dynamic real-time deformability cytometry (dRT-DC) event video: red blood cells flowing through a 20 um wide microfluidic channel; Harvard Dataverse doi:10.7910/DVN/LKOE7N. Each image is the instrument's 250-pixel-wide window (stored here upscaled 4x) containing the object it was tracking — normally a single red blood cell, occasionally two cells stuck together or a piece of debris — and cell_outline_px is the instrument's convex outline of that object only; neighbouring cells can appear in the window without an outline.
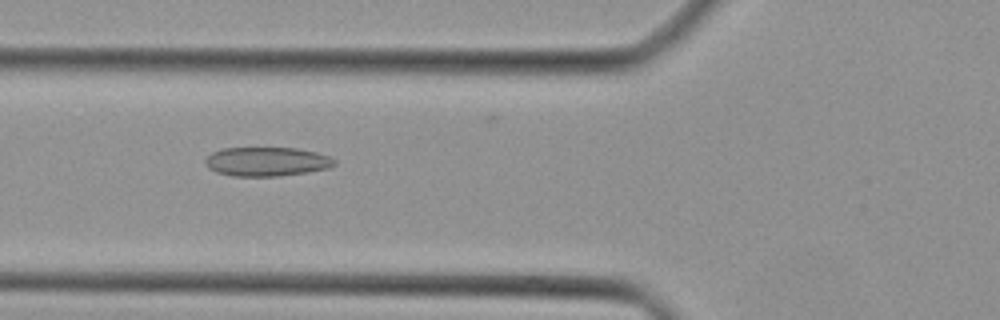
{"species": "Egyptian fruit bat (a non-hibernating species)", "species_latin": "Rousettus aegyptiacus", "temperature_condition": "cold", "stored_images_in_passage": 36, "camera_frame_rate_fps": 3000, "um_per_image_px": 0.085, "animal": {"sex": "female"}, "frame": {"image": 1, "passage_image": 9, "time_ms": 2.667, "image_size_px": [1000, 320], "cell_outline_px": [[336, 164], [328, 168], [280, 176], [232, 176], [216, 172], [208, 168], [204, 160], [212, 152], [224, 148], [296, 148], [316, 152], [328, 156], [336, 160]], "centroid_in_image_um": [22.65, 13.73], "position_along_channel_um": 103.1, "area_um2": 21.79}}
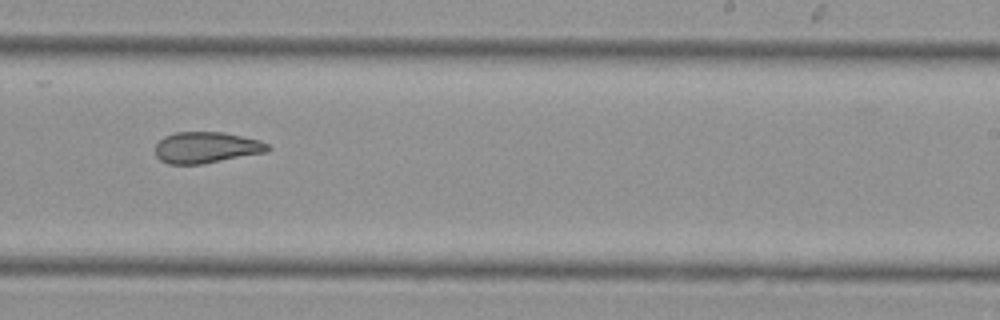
{"frame": {"image": 2, "passage_image": 20, "time_ms": 6.333, "image_size_px": [1000, 320], "cell_outline_px": [[272, 148], [268, 152], [200, 164], [168, 164], [160, 160], [156, 156], [156, 144], [164, 136], [176, 132], [224, 132], [260, 140], [268, 144]], "centroid_in_image_um": [17.56, 12.53], "position_along_channel_um": 271.4, "area_um2": 20.52}}
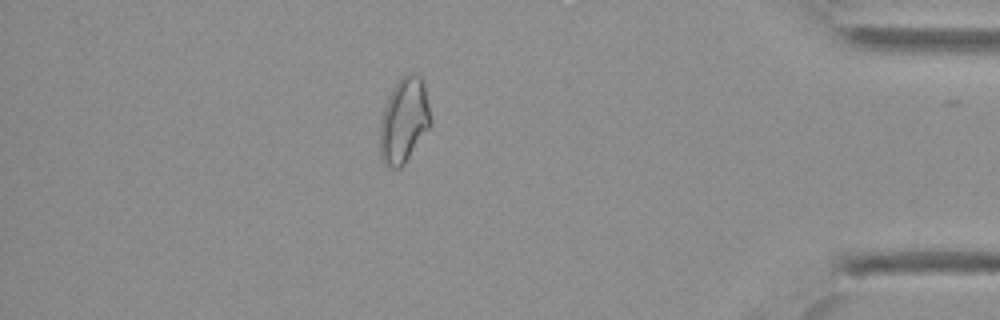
{"frame": {"image": 3, "passage_image": 31, "time_ms": 10.0, "image_size_px": [1000, 320], "cell_outline_px": [[432, 124], [404, 164], [400, 168], [392, 168], [384, 164], [380, 156], [380, 120], [388, 96], [392, 88], [400, 76], [408, 72], [416, 72], [424, 80], [432, 120]], "centroid_in_image_um": [34.35, 10.18], "position_along_channel_um": 400.8, "area_um2": 25.61}}